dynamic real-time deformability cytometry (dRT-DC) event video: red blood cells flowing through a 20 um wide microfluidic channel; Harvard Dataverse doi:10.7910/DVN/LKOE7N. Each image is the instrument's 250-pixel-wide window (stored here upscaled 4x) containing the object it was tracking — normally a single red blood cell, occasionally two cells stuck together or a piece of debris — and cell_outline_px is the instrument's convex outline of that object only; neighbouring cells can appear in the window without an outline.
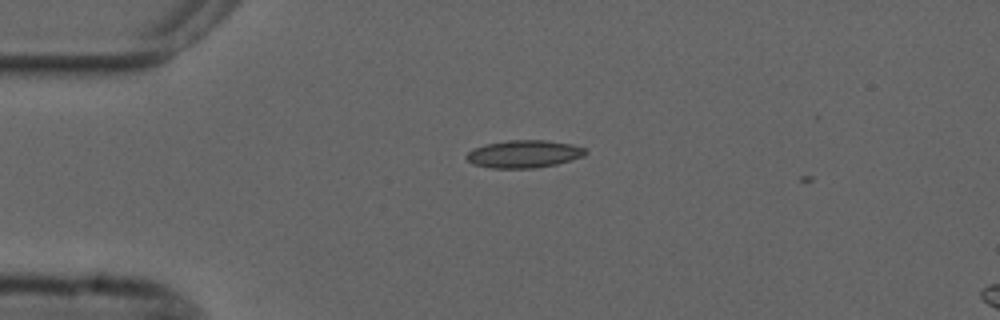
{"species": "common noctule bat (a hibernating species)", "species_latin": "Nyctalus noctula", "temperature_condition": "cold", "stored_images_in_passage": 5, "camera_frame_rate_fps": 3000, "um_per_image_px": 0.085, "animal": {"sex": "male", "forearm_length_mm": 52.5}, "frame": {"image": 1, "passage_image": 1, "time_ms": 0.0, "image_size_px": [1000, 320], "cell_outline_px": [[588, 152], [584, 156], [556, 164], [536, 168], [492, 168], [472, 164], [464, 156], [468, 152], [484, 144], [508, 140], [544, 140], [572, 144], [584, 148]], "centroid_in_image_um": [44.53, 13.09], "position_along_channel_um": 40.5, "area_um2": 19.13}}